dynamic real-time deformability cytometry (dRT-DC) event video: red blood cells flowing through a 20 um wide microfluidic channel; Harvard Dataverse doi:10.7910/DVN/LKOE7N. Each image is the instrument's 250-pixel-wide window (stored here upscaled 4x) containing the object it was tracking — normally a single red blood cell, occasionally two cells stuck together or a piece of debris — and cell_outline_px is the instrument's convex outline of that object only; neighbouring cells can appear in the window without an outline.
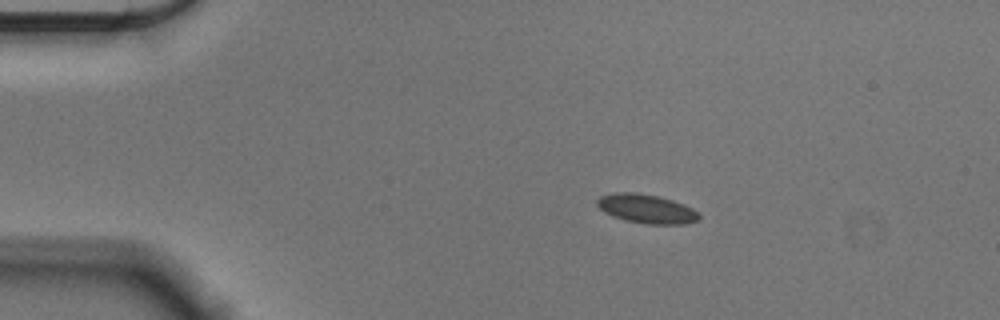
{"species": "Egyptian fruit bat (a non-hibernating species)", "species_latin": "Rousettus aegyptiacus", "temperature_condition": "cold", "stored_images_in_passage": 47, "camera_frame_rate_fps": 3000, "um_per_image_px": 0.085, "animal": {"sex": "male"}, "frame": {"image": 1, "passage_image": 1, "time_ms": 0.0, "image_size_px": [1000, 320], "cell_outline_px": [[700, 220], [688, 224], [648, 224], [624, 220], [612, 216], [604, 212], [596, 204], [596, 200], [600, 196], [616, 192], [636, 192], [656, 196], [672, 200], [684, 204], [692, 208], [700, 216]], "centroid_in_image_um": [54.95, 17.75], "position_along_channel_um": 30.1, "area_um2": 17.28}}
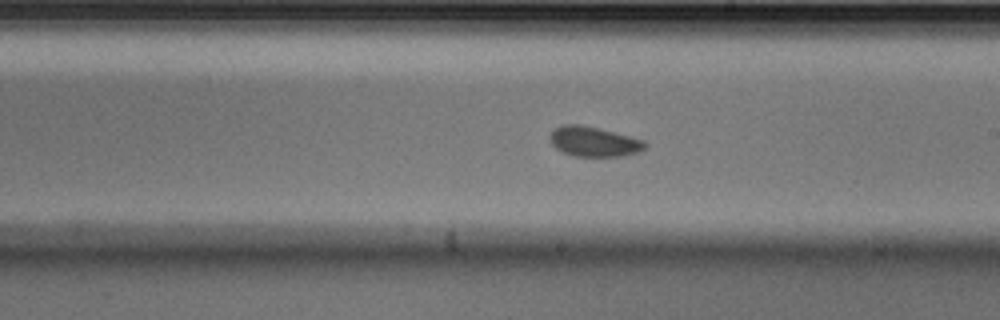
{"frame": {"image": 2, "passage_image": 23, "time_ms": 7.333, "image_size_px": [1000, 320], "cell_outline_px": [[648, 144], [644, 148], [636, 152], [624, 156], [572, 156], [556, 148], [552, 144], [548, 136], [556, 128], [564, 124], [580, 124], [644, 140]], "centroid_in_image_um": [50.45, 12.04], "position_along_channel_um": 238.5, "area_um2": 16.3}}
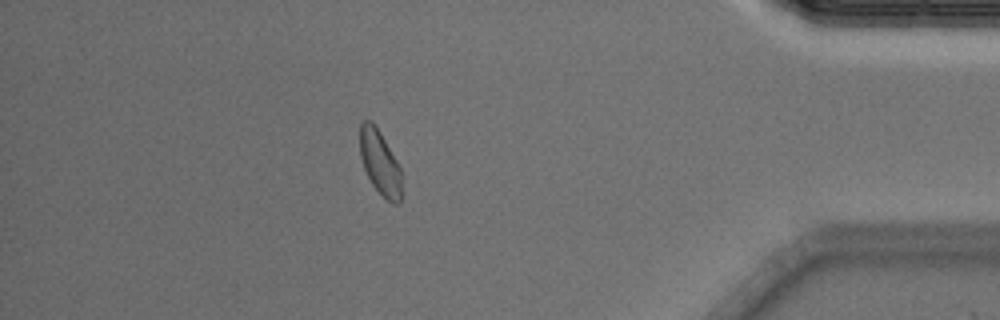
{"frame": {"image": 3, "passage_image": 40, "time_ms": 13.0, "image_size_px": [1000, 320], "cell_outline_px": [[400, 200], [396, 204], [392, 204], [372, 184], [364, 168], [360, 156], [360, 124], [364, 120], [368, 120], [380, 132], [396, 160], [400, 168]], "centroid_in_image_um": [32.27, 13.81], "position_along_channel_um": 402.9, "area_um2": 15.09}, "authors_computed_cell_mechanics": {"area_um2": 16.4152, "velocity_mm_per_s": 3.5904, "shape_relaxation_time_tau1_ms": 2.6739, "shape_relaxation_time_tau2_ms": 3.1486, "deformation_change_tau1": 0.0463, "deformation_change_tau2": 0.0621}}